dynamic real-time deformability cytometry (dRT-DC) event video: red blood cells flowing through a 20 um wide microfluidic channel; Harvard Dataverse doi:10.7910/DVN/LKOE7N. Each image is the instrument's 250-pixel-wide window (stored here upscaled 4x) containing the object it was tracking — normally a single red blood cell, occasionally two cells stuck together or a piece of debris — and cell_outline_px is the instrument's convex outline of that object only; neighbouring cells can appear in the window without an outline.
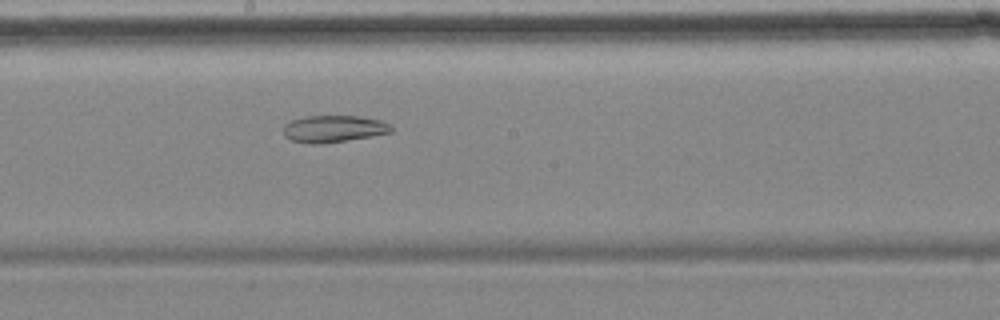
{"species": "common noctule bat (a hibernating species)", "species_latin": "Nyctalus noctula", "temperature_condition": "cold", "stored_images_in_passage": 6, "camera_frame_rate_fps": 3000, "um_per_image_px": 0.085, "animal": {"sex": "female", "body_mass_g": 18.4}, "frame": {"image": 1, "passage_image": 6, "time_ms": 7.0, "image_size_px": [1000, 320], "cell_outline_px": [[392, 132], [372, 136], [316, 144], [292, 140], [284, 136], [284, 124], [292, 120], [304, 116], [356, 116], [380, 120], [388, 124], [392, 128]], "centroid_in_image_um": [28.34, 10.93], "position_along_channel_um": 219.9, "area_um2": 16.59}}